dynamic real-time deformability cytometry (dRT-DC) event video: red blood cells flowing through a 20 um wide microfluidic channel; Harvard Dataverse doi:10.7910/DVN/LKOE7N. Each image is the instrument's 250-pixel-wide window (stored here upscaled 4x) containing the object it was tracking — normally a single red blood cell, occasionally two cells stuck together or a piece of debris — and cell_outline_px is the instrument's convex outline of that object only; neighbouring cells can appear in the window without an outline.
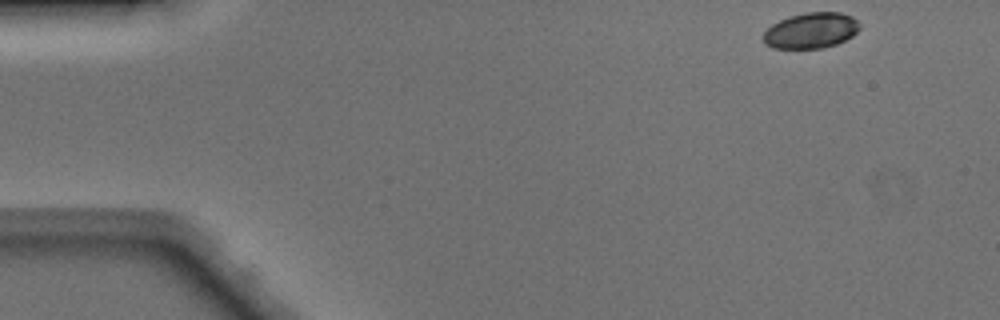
{"species": "Egyptian fruit bat (a non-hibernating species)", "species_latin": "Rousettus aegyptiacus", "temperature_condition": "warm", "stored_images_in_passage": 46, "camera_frame_rate_fps": 3000, "um_per_image_px": 0.085, "animal": {"sex": "male"}, "frame": {"image": 1, "passage_image": 1, "time_ms": 0.0, "image_size_px": [1000, 320], "cell_outline_px": [[860, 28], [852, 36], [836, 44], [824, 48], [772, 48], [764, 44], [764, 32], [772, 24], [788, 16], [808, 12], [840, 12], [852, 16], [860, 24]], "centroid_in_image_um": [68.93, 2.59], "position_along_channel_um": 16.1, "area_um2": 20.06}}
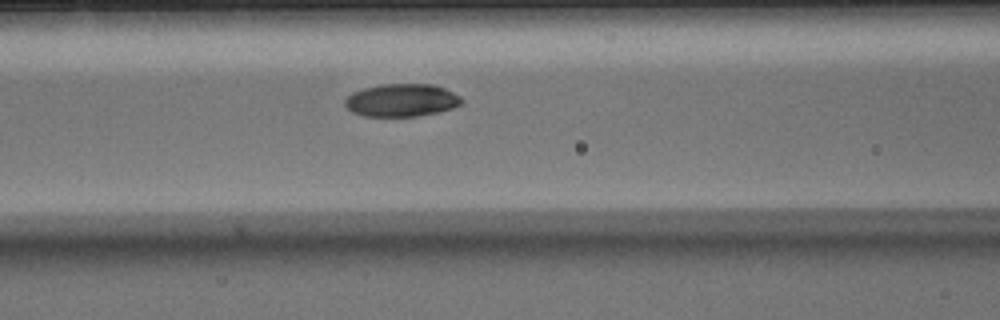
{"frame": {"image": 2, "passage_image": 17, "time_ms": 5.333, "image_size_px": [1000, 320], "cell_outline_px": [[464, 104], [440, 112], [416, 116], [364, 116], [352, 112], [344, 104], [344, 100], [352, 92], [364, 88], [384, 84], [432, 84], [444, 88], [460, 96], [464, 100]], "centroid_in_image_um": [34.16, 8.52], "position_along_channel_um": 132.4, "area_um2": 22.37}}
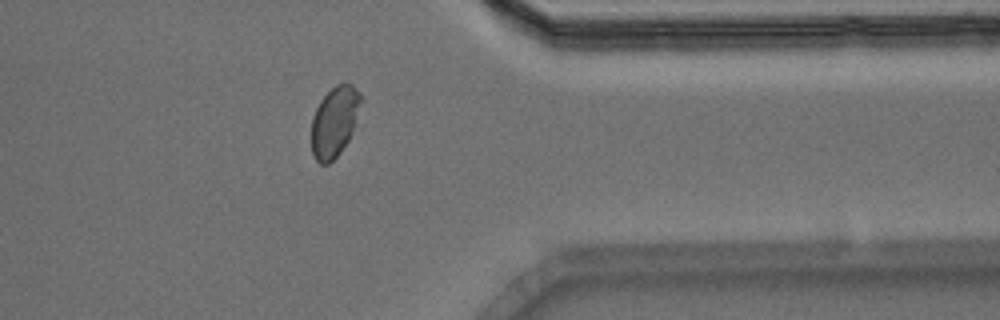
{"frame": {"image": 3, "passage_image": 36, "time_ms": 11.667, "image_size_px": [1000, 320], "cell_outline_px": [[360, 100], [352, 132], [348, 140], [340, 152], [328, 164], [320, 164], [312, 156], [312, 116], [320, 100], [336, 84], [352, 84], [360, 92]], "centroid_in_image_um": [28.39, 10.35], "position_along_channel_um": 383.0, "area_um2": 19.83}, "authors_computed_cell_mechanics": {"area_um2": 22.0507, "velocity_mm_per_s": 4.1146, "shape_relaxation_time_tau1_ms": 2.9883, "shape_relaxation_time_tau2_ms": 1.0197, "deformation_change_tau1": 0.129, "deformation_change_tau2": 0.0242}}